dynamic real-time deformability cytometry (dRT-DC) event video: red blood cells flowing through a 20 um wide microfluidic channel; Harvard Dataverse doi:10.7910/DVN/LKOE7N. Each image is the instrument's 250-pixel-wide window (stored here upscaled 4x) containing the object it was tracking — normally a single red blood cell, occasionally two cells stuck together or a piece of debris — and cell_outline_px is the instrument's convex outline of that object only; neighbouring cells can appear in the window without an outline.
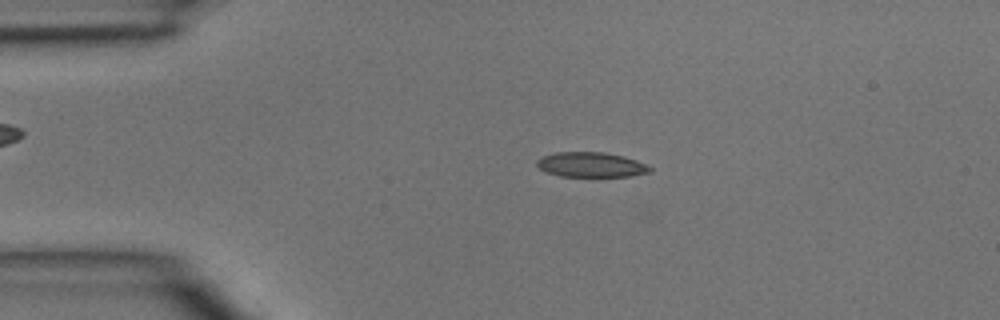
{"species": "common noctule bat (a hibernating species)", "species_latin": "Nyctalus noctula", "temperature_condition": "room temperature", "stored_images_in_passage": 38, "camera_frame_rate_fps": 3000, "um_per_image_px": 0.085, "animal": {"sex": "male", "body_mass_g": 15.6}, "frame": {"image": 1, "passage_image": 2, "time_ms": 0.333, "image_size_px": [1000, 320], "cell_outline_px": [[652, 172], [632, 176], [560, 176], [548, 172], [540, 168], [536, 164], [536, 160], [544, 156], [556, 152], [604, 152], [624, 156], [648, 164], [652, 168]], "centroid_in_image_um": [50.3, 14.0], "position_along_channel_um": 34.7, "area_um2": 16.42}}
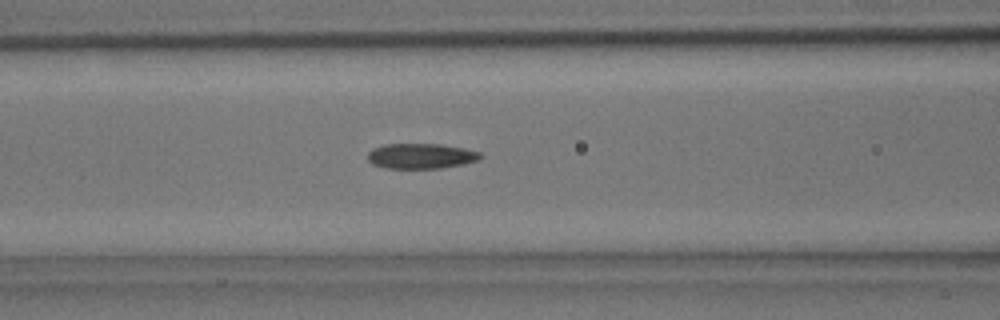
{"frame": {"image": 2, "passage_image": 11, "time_ms": 3.333, "image_size_px": [1000, 320], "cell_outline_px": [[484, 156], [476, 160], [464, 164], [440, 168], [384, 168], [372, 164], [368, 160], [368, 152], [372, 148], [384, 144], [440, 144], [464, 148], [480, 152]], "centroid_in_image_um": [35.76, 13.26], "position_along_channel_um": 130.8, "area_um2": 16.65}}
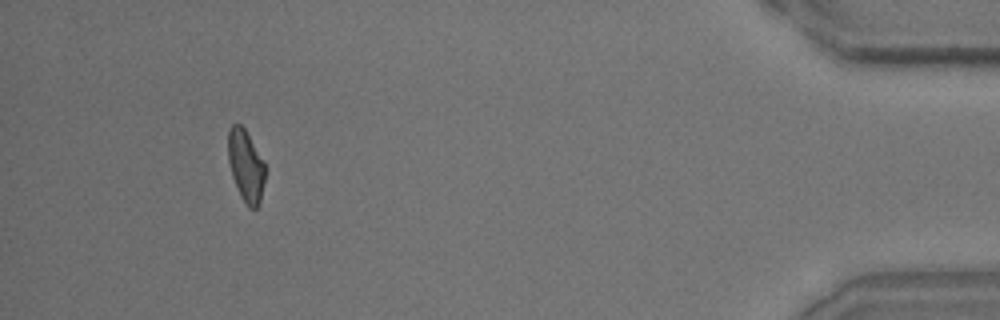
{"frame": {"image": 3, "passage_image": 35, "time_ms": 11.333, "image_size_px": [1000, 320], "cell_outline_px": [[264, 180], [260, 204], [256, 208], [248, 208], [240, 196], [232, 176], [228, 160], [228, 132], [232, 124], [240, 124], [244, 128], [264, 160]], "centroid_in_image_um": [20.89, 14.1], "position_along_channel_um": 414.3, "area_um2": 15.49}}